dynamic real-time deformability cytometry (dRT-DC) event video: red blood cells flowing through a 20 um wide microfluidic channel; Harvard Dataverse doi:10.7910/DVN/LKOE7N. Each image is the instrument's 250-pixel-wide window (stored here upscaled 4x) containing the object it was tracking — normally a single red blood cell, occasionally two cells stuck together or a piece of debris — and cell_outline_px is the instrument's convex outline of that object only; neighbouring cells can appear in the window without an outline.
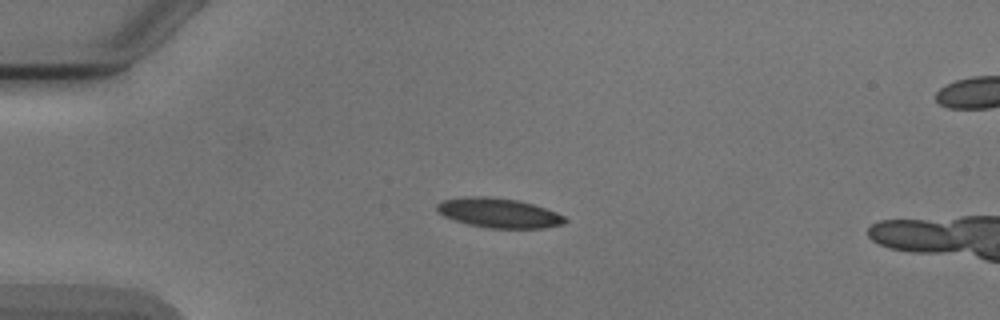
{"species": "Egyptian fruit bat (a non-hibernating species)", "species_latin": "Rousettus aegyptiacus", "temperature_condition": "cold", "stored_images_in_passage": 4, "camera_frame_rate_fps": 3000, "um_per_image_px": 0.085, "animal": {"sex": "male"}, "frame": {"image": 1, "passage_image": 3, "time_ms": 3.0, "image_size_px": [1000, 320], "cell_outline_px": [[568, 220], [564, 224], [544, 228], [488, 228], [468, 224], [452, 220], [436, 212], [436, 204], [444, 200], [468, 196], [488, 196], [516, 200], [532, 204], [556, 212], [564, 216]], "centroid_in_image_um": [42.37, 18.1], "position_along_channel_um": 42.6, "area_um2": 22.14}}